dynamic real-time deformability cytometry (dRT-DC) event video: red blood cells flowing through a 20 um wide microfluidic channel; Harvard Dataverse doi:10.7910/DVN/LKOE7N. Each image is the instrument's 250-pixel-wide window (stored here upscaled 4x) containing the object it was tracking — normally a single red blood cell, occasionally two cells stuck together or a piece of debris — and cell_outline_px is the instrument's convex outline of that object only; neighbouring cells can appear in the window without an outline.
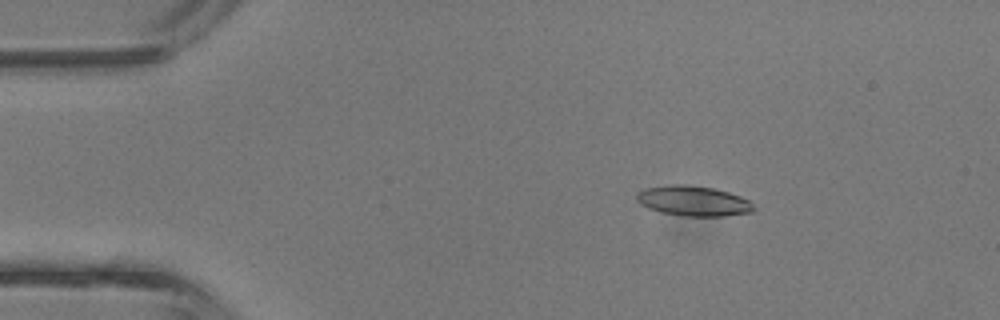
{"species": "common noctule bat (a hibernating species)", "species_latin": "Nyctalus noctula", "temperature_condition": "room temperature", "stored_images_in_passage": 38, "camera_frame_rate_fps": 3000, "um_per_image_px": 0.085, "animal": {"sex": "male", "body_mass_g": 13.3}, "frame": {"image": 1, "passage_image": 3, "time_ms": 0.667, "image_size_px": [1000, 320], "cell_outline_px": [[752, 212], [724, 216], [680, 216], [660, 212], [648, 208], [640, 204], [636, 200], [636, 192], [644, 188], [668, 184], [684, 184], [712, 188], [728, 192], [740, 196], [748, 200], [752, 204]], "centroid_in_image_um": [58.86, 17.07], "position_along_channel_um": 26.1, "area_um2": 20.63}}
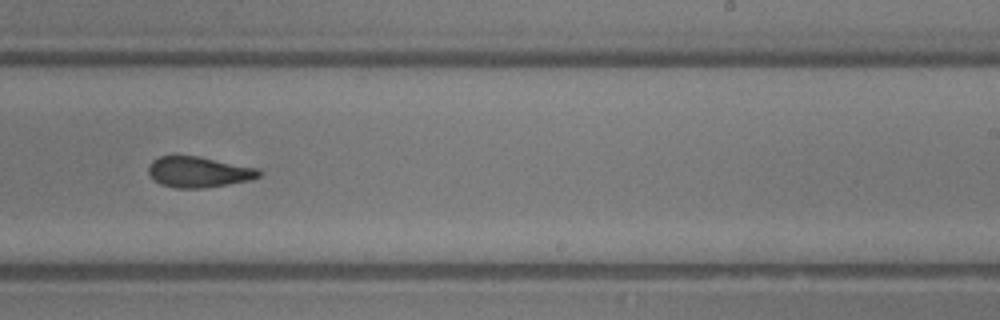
{"frame": {"image": 2, "passage_image": 22, "time_ms": 7.0, "image_size_px": [1000, 320], "cell_outline_px": [[260, 176], [252, 180], [204, 188], [172, 188], [160, 184], [148, 172], [148, 164], [152, 160], [160, 156], [200, 156], [256, 168], [260, 172]], "centroid_in_image_um": [16.86, 14.62], "position_along_channel_um": 272.1, "area_um2": 19.77}}
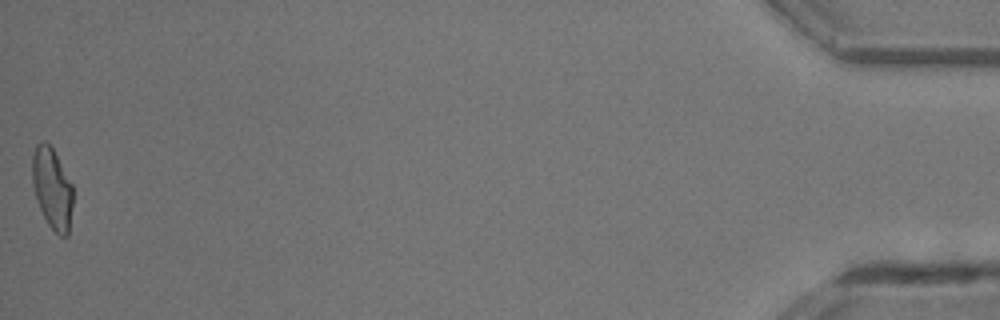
{"frame": {"image": 3, "passage_image": 38, "time_ms": 12.333, "image_size_px": [1000, 320], "cell_outline_px": [[72, 204], [68, 236], [60, 236], [48, 224], [36, 200], [32, 184], [32, 156], [36, 144], [40, 140], [44, 140], [52, 148], [72, 184]], "centroid_in_image_um": [4.41, 16.0], "position_along_channel_um": 430.8, "area_um2": 19.07}, "authors_computed_cell_mechanics": {"area_um2": 20.2011, "velocity_mm_per_s": 4.9313, "shape_relaxation_time_tau1_ms": 10.0951, "shape_relaxation_time_tau2_ms": 1.964, "deformation_change_tau1": 0.2553, "deformation_change_tau2": 0.105}}